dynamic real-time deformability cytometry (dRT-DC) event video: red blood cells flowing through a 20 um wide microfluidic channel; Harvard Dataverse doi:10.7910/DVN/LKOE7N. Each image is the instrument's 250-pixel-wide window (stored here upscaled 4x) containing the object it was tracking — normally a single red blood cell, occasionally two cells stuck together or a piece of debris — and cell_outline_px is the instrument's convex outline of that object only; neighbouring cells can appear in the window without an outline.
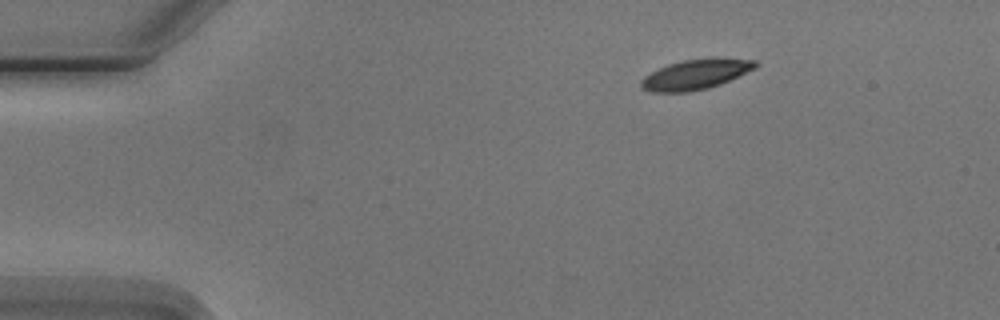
{"species": "Egyptian fruit bat (a non-hibernating species)", "species_latin": "Rousettus aegyptiacus", "temperature_condition": "cold", "stored_images_in_passage": 4, "segment_of_instrument_passage": [1, 2], "camera_frame_rate_fps": 3000, "um_per_image_px": 0.085, "animal": {"sex": "male"}, "frame": {"image": 1, "passage_image": 1, "time_ms": 0.0, "image_size_px": [1000, 320], "cell_outline_px": [[760, 64], [756, 68], [720, 84], [708, 88], [688, 92], [648, 92], [640, 88], [640, 80], [644, 76], [668, 64], [684, 60], [712, 56], [716, 56], [756, 60]], "centroid_in_image_um": [59.16, 6.3], "position_along_channel_um": 25.8, "area_um2": 20.46}}